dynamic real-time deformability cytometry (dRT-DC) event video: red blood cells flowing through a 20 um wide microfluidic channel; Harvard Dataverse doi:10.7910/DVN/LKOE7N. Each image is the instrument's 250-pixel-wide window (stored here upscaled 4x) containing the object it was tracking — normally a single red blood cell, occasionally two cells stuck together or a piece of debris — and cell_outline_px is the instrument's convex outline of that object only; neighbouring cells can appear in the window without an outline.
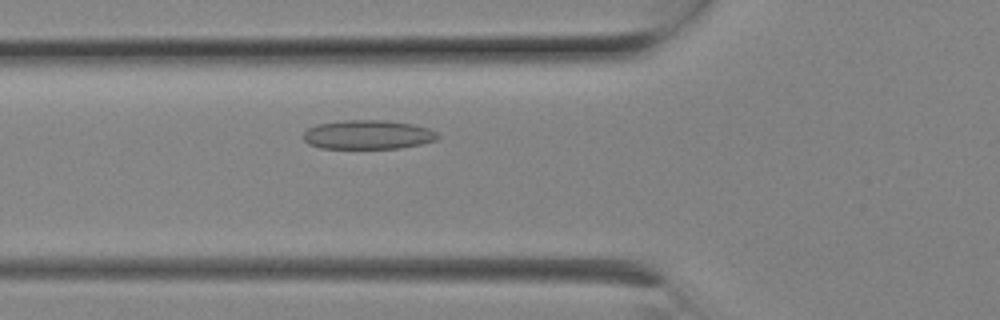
{"species": "Egyptian fruit bat (a non-hibernating species)", "species_latin": "Rousettus aegyptiacus", "temperature_condition": "room temperature", "stored_images_in_passage": 6, "camera_frame_rate_fps": 3000, "um_per_image_px": 0.085, "animal": {"sex": "female"}, "frame": {"image": 1, "passage_image": 6, "time_ms": 1.667, "image_size_px": [1000, 320], "cell_outline_px": [[440, 136], [436, 140], [420, 144], [400, 148], [320, 148], [308, 144], [304, 140], [304, 132], [308, 128], [316, 124], [344, 120], [384, 120], [412, 124], [428, 128], [436, 132]], "centroid_in_image_um": [31.26, 11.44], "position_along_channel_um": 94.5, "area_um2": 22.77}}